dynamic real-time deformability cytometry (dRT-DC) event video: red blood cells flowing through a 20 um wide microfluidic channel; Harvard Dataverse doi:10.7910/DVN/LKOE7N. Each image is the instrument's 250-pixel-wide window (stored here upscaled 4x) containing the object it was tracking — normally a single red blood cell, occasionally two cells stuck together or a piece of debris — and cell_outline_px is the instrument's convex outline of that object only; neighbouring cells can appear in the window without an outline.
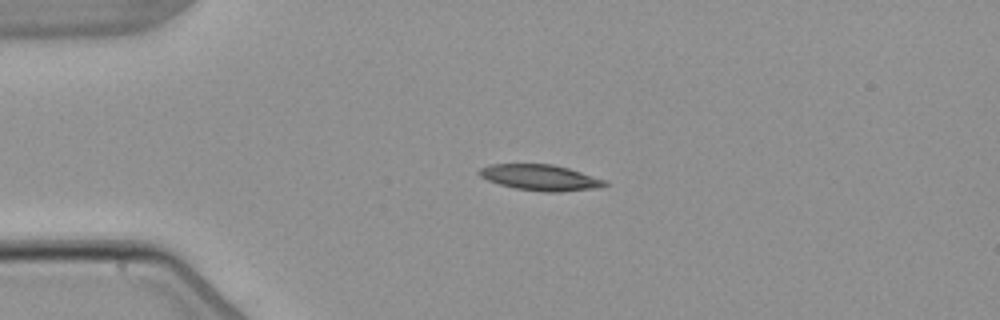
{"species": "common noctule bat (a hibernating species)", "species_latin": "Nyctalus noctula", "temperature_condition": "warm", "stored_images_in_passage": 1, "camera_frame_rate_fps": 3000, "um_per_image_px": 0.085, "animal": {"sex": "male", "body_mass_g": 21.5, "forearm_length_mm": 52.0}, "frame": {"image": 1, "passage_image": 1, "time_ms": 0.0, "image_size_px": [1000, 320], "cell_outline_px": [[608, 184], [604, 188], [560, 192], [544, 192], [516, 188], [500, 184], [488, 180], [480, 176], [476, 172], [480, 168], [488, 164], [552, 164], [568, 168], [604, 180]], "centroid_in_image_um": [45.93, 15.09], "position_along_channel_um": 39.1, "area_um2": 18.96}}